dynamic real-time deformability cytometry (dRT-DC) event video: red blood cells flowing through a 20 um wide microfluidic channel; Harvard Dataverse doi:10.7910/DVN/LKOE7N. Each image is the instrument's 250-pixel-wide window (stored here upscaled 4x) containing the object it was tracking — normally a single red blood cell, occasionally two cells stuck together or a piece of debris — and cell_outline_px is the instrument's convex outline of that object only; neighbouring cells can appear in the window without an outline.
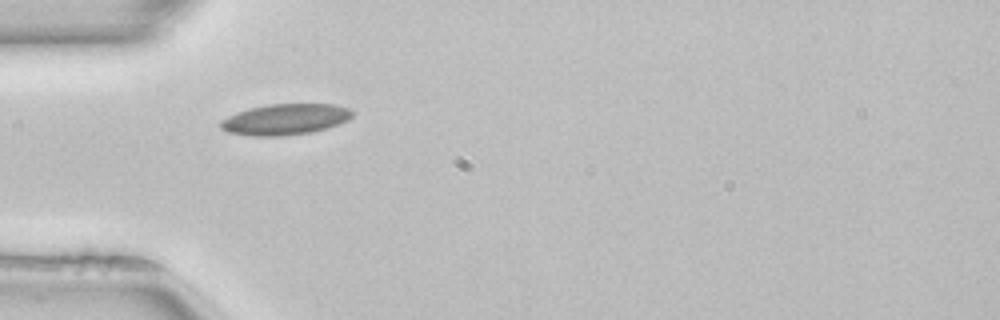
{"species": "common noctule bat (a hibernating species)", "species_latin": "Nyctalus noctula", "temperature_condition": "room temperature", "stored_images_in_passage": 36, "camera_frame_rate_fps": 3000, "um_per_image_px": 0.085, "animal": {"sex": "female", "body_mass_g": 22.7, "forearm_length_mm": 54.2}, "frame": {"image": 1, "passage_image": 1, "time_ms": 0.0, "image_size_px": [1000, 320], "cell_outline_px": [[356, 112], [348, 120], [328, 128], [312, 132], [280, 136], [252, 136], [228, 132], [220, 128], [220, 120], [236, 112], [268, 104], [332, 104], [348, 108]], "centroid_in_image_um": [24.25, 10.15], "position_along_channel_um": 60.7, "area_um2": 23.81}}
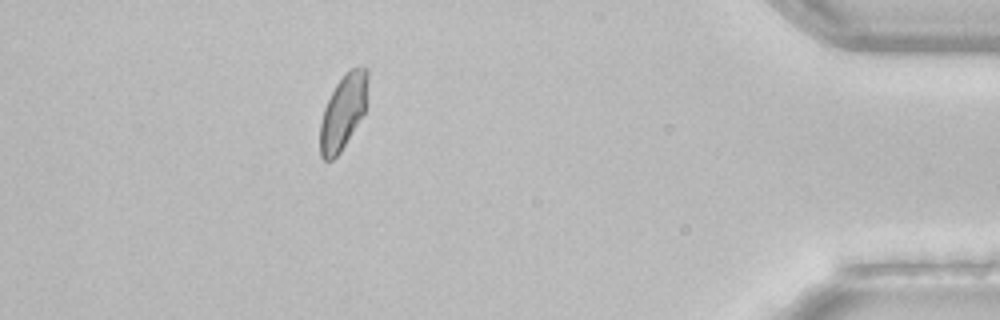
{"frame": {"image": 2, "passage_image": 31, "time_ms": 10.0, "image_size_px": [1000, 320], "cell_outline_px": [[368, 76], [364, 112], [340, 152], [332, 160], [324, 160], [320, 156], [320, 124], [324, 108], [336, 84], [344, 72], [348, 68], [368, 68]], "centroid_in_image_um": [29.15, 9.49], "position_along_channel_um": 406.1, "area_um2": 20.4}, "authors_computed_cell_mechanics": {"area_um2": 21.1259, "velocity_mm_per_s": 3.9862, "shape_relaxation_time_tau1_ms": 3.9669, "shape_relaxation_time_tau2_ms": 3.909, "deformation_change_tau1": 0.0921, "deformation_change_tau2": 0.0668}}